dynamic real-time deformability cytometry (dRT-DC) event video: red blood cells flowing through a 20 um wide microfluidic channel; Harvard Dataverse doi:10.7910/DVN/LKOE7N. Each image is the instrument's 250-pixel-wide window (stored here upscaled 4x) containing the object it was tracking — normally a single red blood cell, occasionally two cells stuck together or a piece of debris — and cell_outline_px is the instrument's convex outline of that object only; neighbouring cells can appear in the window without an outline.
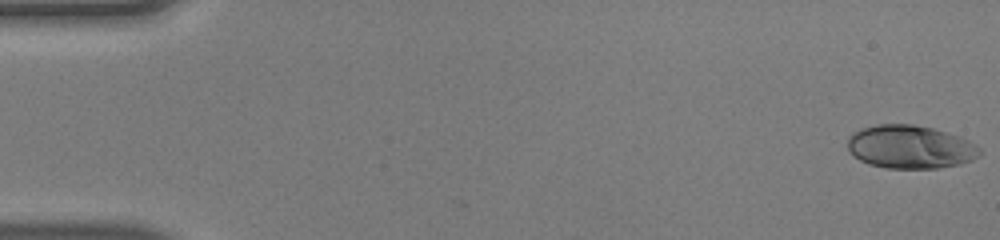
{"species": "human", "species_latin": "Homo sapiens", "temperature_condition": "warm", "stored_images_in_passage": 50, "camera_frame_rate_fps": 3000, "um_per_image_px": 0.085, "donor": {"sex": "male"}, "frame": {"image": 1, "passage_image": 1, "time_ms": 0.0, "image_size_px": [1000, 240], "cell_outline_px": [[980, 156], [972, 160], [960, 164], [936, 168], [884, 168], [868, 164], [852, 156], [848, 148], [848, 136], [852, 132], [860, 128], [876, 124], [912, 124], [932, 128], [960, 136], [976, 144], [980, 148]], "centroid_in_image_um": [77.34, 12.48], "position_along_channel_um": 7.7, "area_um2": 33.64}}
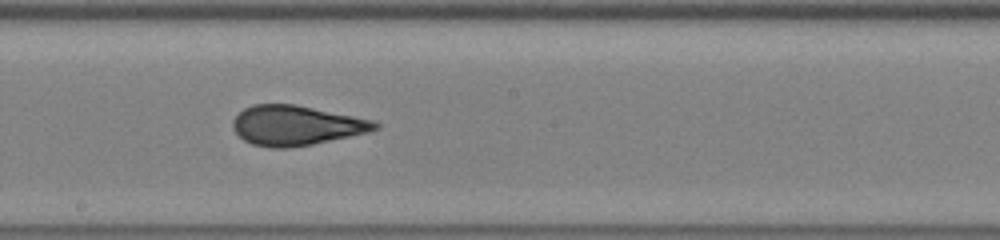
{"frame": {"image": 2, "passage_image": 28, "time_ms": 9.0, "image_size_px": [1000, 240], "cell_outline_px": [[380, 128], [368, 132], [312, 144], [288, 148], [268, 148], [252, 144], [244, 140], [232, 128], [232, 120], [244, 108], [252, 104], [296, 104], [376, 120], [380, 124]], "centroid_in_image_um": [25.19, 10.65], "position_along_channel_um": 223.0, "area_um2": 33.18}}
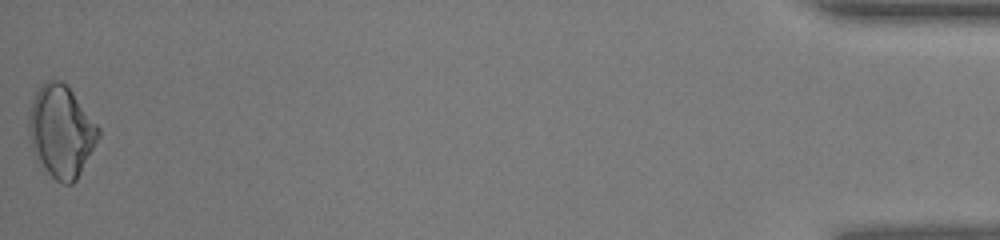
{"frame": {"image": 3, "passage_image": 50, "time_ms": 16.333, "image_size_px": [1000, 240], "cell_outline_px": [[100, 136], [76, 180], [72, 184], [64, 184], [56, 180], [48, 172], [36, 156], [32, 148], [28, 132], [28, 112], [32, 100], [36, 92], [44, 80], [60, 80], [72, 92], [100, 128]], "centroid_in_image_um": [5.18, 11.15], "position_along_channel_um": 430.0, "area_um2": 36.88}}